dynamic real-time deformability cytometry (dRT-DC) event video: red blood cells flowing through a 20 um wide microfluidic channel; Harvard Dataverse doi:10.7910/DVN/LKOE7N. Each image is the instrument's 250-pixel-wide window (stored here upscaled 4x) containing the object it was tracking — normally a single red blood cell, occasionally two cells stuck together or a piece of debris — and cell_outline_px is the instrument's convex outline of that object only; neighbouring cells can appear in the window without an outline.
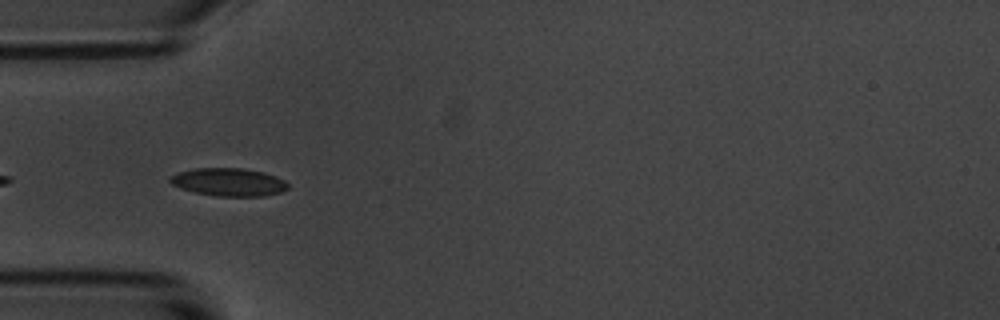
{"species": "common noctule bat (a hibernating species)", "species_latin": "Nyctalus noctula", "temperature_condition": "room temperature", "stored_images_in_passage": 7, "camera_frame_rate_fps": 3000, "um_per_image_px": 0.085, "animal": {"sex": "male", "body_mass_g": 20.1, "forearm_length_mm": 53.5}, "frame": {"image": 1, "passage_image": 4, "time_ms": 3.333, "image_size_px": [1000, 320], "cell_outline_px": [[288, 188], [280, 192], [264, 196], [216, 196], [196, 192], [180, 188], [172, 184], [168, 180], [176, 172], [196, 168], [240, 168], [264, 172], [276, 176], [284, 180], [288, 184]], "centroid_in_image_um": [19.44, 15.47], "position_along_channel_um": 65.6, "area_um2": 19.13}}
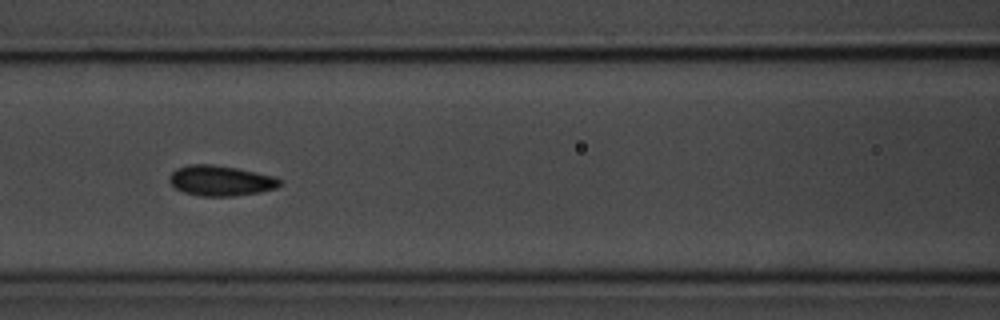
{"frame": {"image": 2, "passage_image": 6, "time_ms": 5.667, "image_size_px": [1000, 320], "cell_outline_px": [[280, 184], [276, 188], [260, 192], [236, 196], [200, 196], [184, 192], [176, 188], [168, 180], [168, 176], [176, 168], [188, 164], [212, 164], [236, 168], [276, 176], [280, 180]], "centroid_in_image_um": [18.74, 15.35], "position_along_channel_um": 147.9, "area_um2": 19.59}}
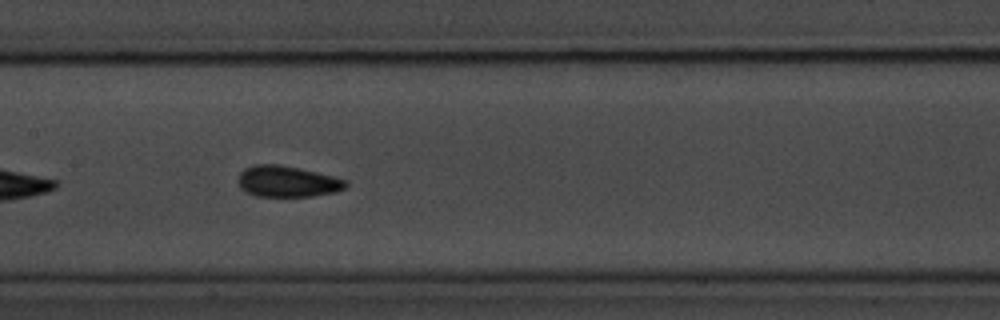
{"frame": {"image": 3, "passage_image": 7, "time_ms": 6.667, "image_size_px": [1000, 320], "cell_outline_px": [[348, 184], [344, 188], [332, 192], [312, 196], [256, 196], [244, 192], [240, 188], [236, 180], [240, 172], [244, 168], [252, 164], [280, 164], [300, 168], [348, 180]], "centroid_in_image_um": [24.35, 15.41], "position_along_channel_um": 183.1, "area_um2": 19.71}}